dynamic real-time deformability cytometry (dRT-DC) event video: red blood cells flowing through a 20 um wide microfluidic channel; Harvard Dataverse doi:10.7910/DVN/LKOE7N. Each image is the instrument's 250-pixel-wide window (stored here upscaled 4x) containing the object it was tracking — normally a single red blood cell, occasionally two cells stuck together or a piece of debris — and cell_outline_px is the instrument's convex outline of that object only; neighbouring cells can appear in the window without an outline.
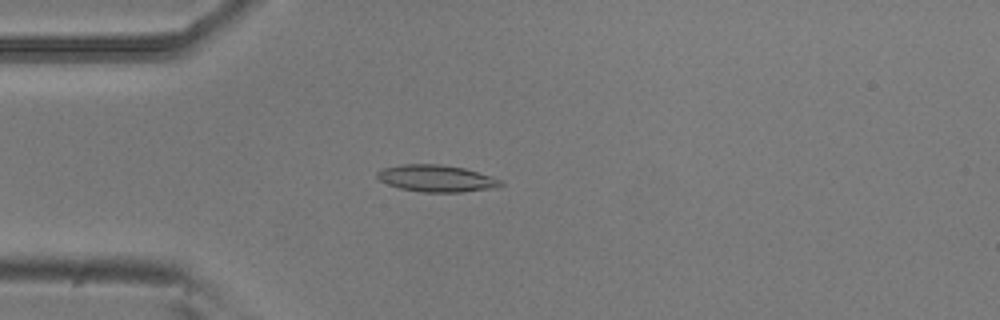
{"species": "common noctule bat (a hibernating species)", "species_latin": "Nyctalus noctula", "temperature_condition": "room temperature", "stored_images_in_passage": 48, "camera_frame_rate_fps": 3000, "um_per_image_px": 0.085, "animal": {"sex": "male", "body_mass_g": 20.5, "forearm_length_mm": 52.5}, "frame": {"image": 1, "passage_image": 9, "time_ms": 2.667, "image_size_px": [1000, 320], "cell_outline_px": [[504, 184], [500, 188], [460, 192], [420, 192], [400, 188], [388, 184], [380, 180], [376, 176], [376, 172], [380, 168], [400, 164], [440, 164], [464, 168], [492, 176], [504, 180]], "centroid_in_image_um": [37.13, 15.16], "position_along_channel_um": 47.9, "area_um2": 19.71}}
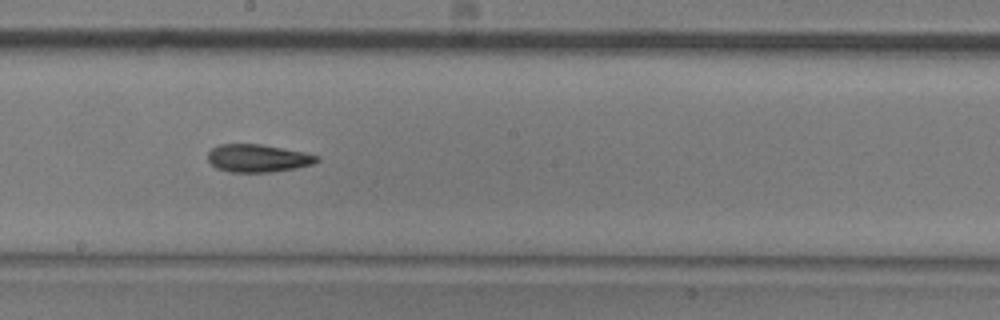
{"frame": {"image": 2, "passage_image": 24, "time_ms": 7.667, "image_size_px": [1000, 320], "cell_outline_px": [[320, 160], [312, 164], [296, 168], [268, 172], [228, 172], [216, 168], [208, 160], [208, 152], [212, 148], [220, 144], [260, 144], [304, 152], [320, 156]], "centroid_in_image_um": [21.91, 13.45], "position_along_channel_um": 226.3, "area_um2": 17.63}}
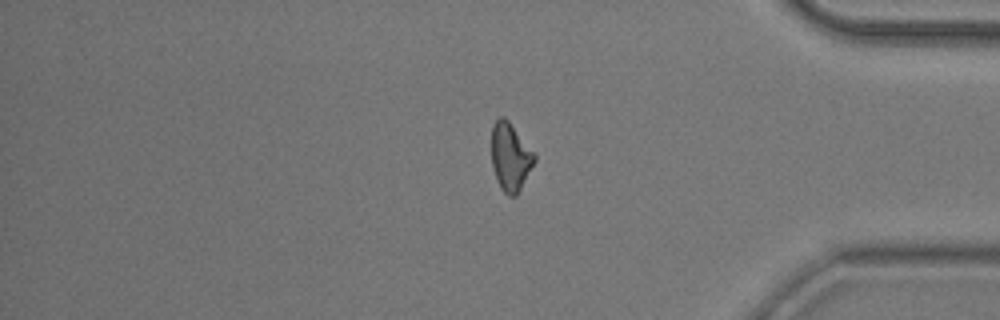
{"frame": {"image": 3, "passage_image": 39, "time_ms": 12.667, "image_size_px": [1000, 320], "cell_outline_px": [[536, 160], [516, 196], [508, 196], [500, 188], [492, 164], [492, 124], [500, 116], [504, 116], [508, 120], [536, 152]], "centroid_in_image_um": [43.4, 13.3], "position_along_channel_um": 391.8, "area_um2": 17.11}, "authors_computed_cell_mechanics": {"area_um2": 17.3978, "velocity_mm_per_s": 3.7906, "shape_relaxation_time_tau1_ms": 6.5463, "shape_relaxation_time_tau2_ms": null, "deformation_change_tau1": 0.1665, "deformation_change_tau2": null}}